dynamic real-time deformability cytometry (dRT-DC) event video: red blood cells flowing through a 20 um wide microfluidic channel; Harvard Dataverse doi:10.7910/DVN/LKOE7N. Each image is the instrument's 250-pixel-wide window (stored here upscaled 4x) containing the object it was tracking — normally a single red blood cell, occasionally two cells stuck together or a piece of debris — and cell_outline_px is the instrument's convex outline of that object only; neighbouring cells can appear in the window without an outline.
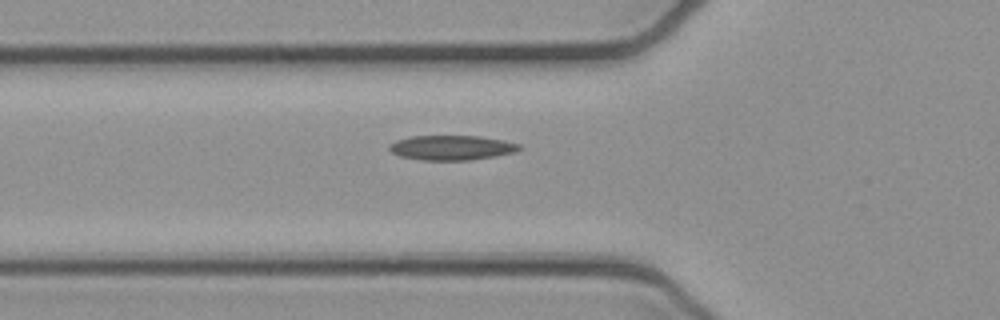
{"species": "common noctule bat (a hibernating species)", "species_latin": "Nyctalus noctula", "temperature_condition": "cold", "stored_images_in_passage": 3, "camera_frame_rate_fps": 3000, "um_per_image_px": 0.085, "animal": {"sex": "female", "body_mass_g": 21.9}, "frame": {"image": 1, "passage_image": 3, "time_ms": 0.667, "image_size_px": [1000, 320], "cell_outline_px": [[520, 148], [516, 152], [496, 156], [468, 160], [424, 160], [400, 156], [392, 152], [388, 148], [388, 144], [396, 140], [412, 136], [480, 136], [504, 140], [520, 144]], "centroid_in_image_um": [38.39, 12.55], "position_along_channel_um": 87.4, "area_um2": 18.73}}